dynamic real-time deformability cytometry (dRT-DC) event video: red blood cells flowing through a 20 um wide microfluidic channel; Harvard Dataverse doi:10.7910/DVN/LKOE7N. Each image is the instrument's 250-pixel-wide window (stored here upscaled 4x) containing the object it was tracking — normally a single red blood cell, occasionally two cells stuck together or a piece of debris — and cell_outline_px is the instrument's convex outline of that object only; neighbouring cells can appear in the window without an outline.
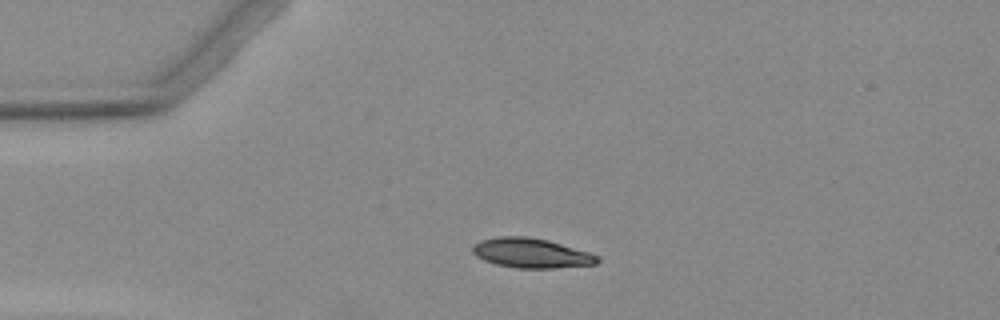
{"species": "Egyptian fruit bat (a non-hibernating species)", "species_latin": "Rousettus aegyptiacus", "temperature_condition": "warm", "stored_images_in_passage": 3, "camera_frame_rate_fps": 3000, "um_per_image_px": 0.085, "animal": {"sex": "female"}, "frame": {"image": 1, "passage_image": 3, "time_ms": 2.667, "image_size_px": [1000, 320], "cell_outline_px": [[600, 260], [596, 264], [556, 268], [516, 268], [496, 264], [484, 260], [476, 256], [472, 252], [472, 248], [480, 240], [500, 236], [528, 236], [548, 240], [588, 252], [600, 256]], "centroid_in_image_um": [45.16, 21.51], "position_along_channel_um": 39.8, "area_um2": 21.56}}